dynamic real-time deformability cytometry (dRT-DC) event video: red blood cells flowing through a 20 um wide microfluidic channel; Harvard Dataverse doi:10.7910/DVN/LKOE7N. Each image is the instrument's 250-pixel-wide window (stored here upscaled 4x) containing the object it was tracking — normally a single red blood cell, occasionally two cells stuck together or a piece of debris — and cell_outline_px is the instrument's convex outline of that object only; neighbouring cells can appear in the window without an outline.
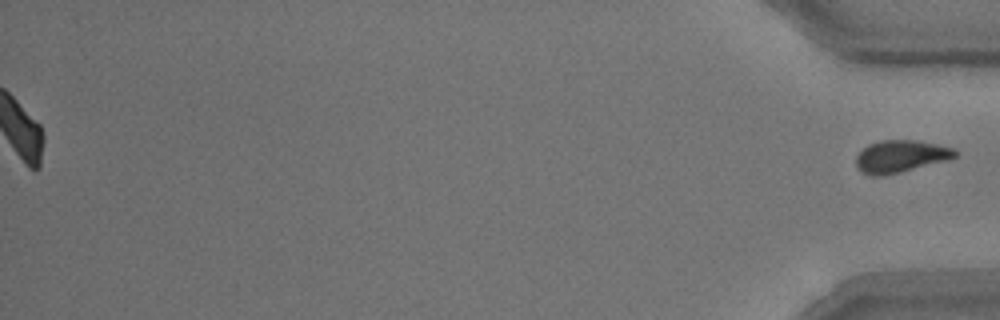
{"species": "common noctule bat (a hibernating species)", "species_latin": "Nyctalus noctula", "temperature_condition": "room temperature", "stored_images_in_passage": 49, "segment_of_instrument_passage": [2, 2], "camera_frame_rate_fps": 3000, "um_per_image_px": 0.085, "animal": {"sex": "male", "body_mass_g": 15.6}, "frame": {"image": 1, "passage_image": 49, "time_ms": 16.0, "image_size_px": [1000, 320], "cell_outline_px": [[960, 152], [956, 156], [948, 160], [900, 172], [880, 176], [872, 176], [864, 172], [856, 164], [856, 156], [868, 144], [880, 140], [916, 140], [936, 144], [952, 148]], "centroid_in_image_um": [76.58, 13.28], "position_along_channel_um": 358.6, "area_um2": 18.44}}